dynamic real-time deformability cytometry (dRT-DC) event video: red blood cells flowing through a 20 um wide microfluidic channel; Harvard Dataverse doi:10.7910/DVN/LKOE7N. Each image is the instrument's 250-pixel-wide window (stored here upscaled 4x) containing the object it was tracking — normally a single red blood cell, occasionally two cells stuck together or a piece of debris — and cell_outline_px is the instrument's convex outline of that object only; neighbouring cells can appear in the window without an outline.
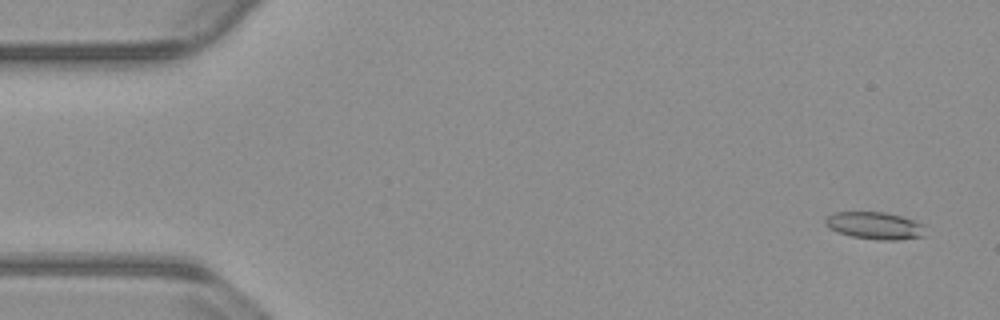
{"species": "common noctule bat (a hibernating species)", "species_latin": "Nyctalus noctula", "temperature_condition": "warm", "stored_images_in_passage": 55, "camera_frame_rate_fps": 3000, "um_per_image_px": 0.085, "animal": {"sex": "male", "body_mass_g": 23.1, "forearm_length_mm": 52.7}, "frame": {"image": 1, "passage_image": 3, "time_ms": 0.667, "image_size_px": [1000, 320], "cell_outline_px": [[924, 236], [896, 240], [880, 240], [852, 236], [840, 232], [824, 224], [824, 220], [832, 212], [884, 212], [900, 216], [912, 220], [920, 224]], "centroid_in_image_um": [74.31, 19.17], "position_along_channel_um": 10.7, "area_um2": 15.43}}
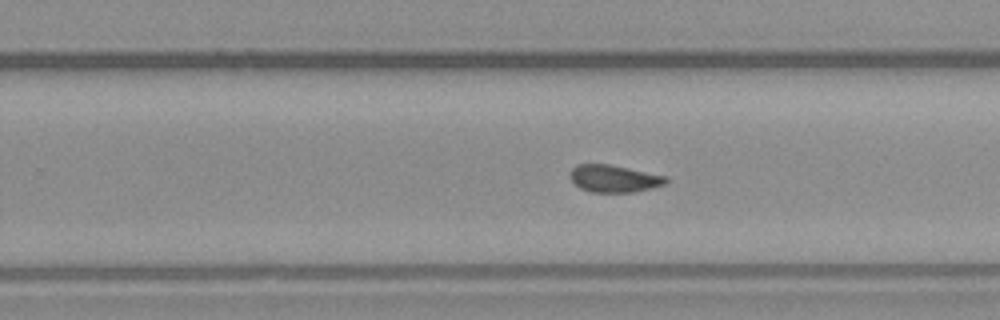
{"frame": {"image": 2, "passage_image": 34, "time_ms": 11.0, "image_size_px": [1000, 320], "cell_outline_px": [[668, 184], [652, 188], [632, 192], [592, 192], [580, 188], [568, 176], [568, 172], [576, 164], [608, 164], [668, 176]], "centroid_in_image_um": [52.2, 15.17], "position_along_channel_um": 277.6, "area_um2": 15.37}}
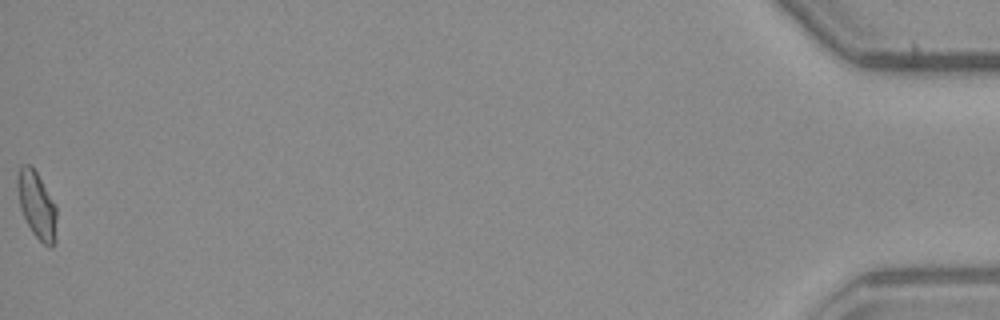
{"frame": {"image": 3, "passage_image": 55, "time_ms": 18.0, "image_size_px": [1000, 320], "cell_outline_px": [[56, 240], [52, 248], [48, 248], [32, 232], [20, 208], [16, 188], [16, 176], [20, 164], [32, 164], [56, 204]], "centroid_in_image_um": [3.12, 17.39], "position_along_channel_um": 432.1, "area_um2": 15.72}, "authors_computed_cell_mechanics": {"area_um2": 15.3748, "velocity_mm_per_s": 3.7899, "shape_relaxation_time_tau1_ms": null, "shape_relaxation_time_tau2_ms": 2.1727, "deformation_change_tau1": null, "deformation_change_tau2": 0.0851}}